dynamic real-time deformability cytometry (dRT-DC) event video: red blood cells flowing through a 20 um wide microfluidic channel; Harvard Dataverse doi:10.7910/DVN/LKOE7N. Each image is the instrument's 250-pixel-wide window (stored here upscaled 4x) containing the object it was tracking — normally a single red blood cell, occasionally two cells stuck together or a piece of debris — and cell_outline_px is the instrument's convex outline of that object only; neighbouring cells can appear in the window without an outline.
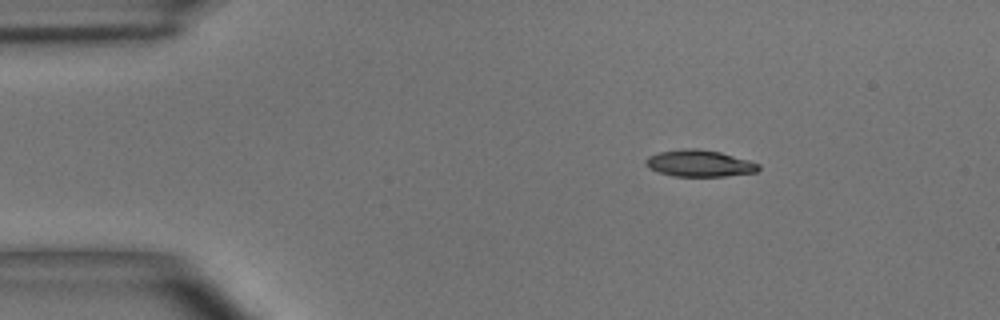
{"species": "common noctule bat (a hibernating species)", "species_latin": "Nyctalus noctula", "temperature_condition": "room temperature", "stored_images_in_passage": 3, "camera_frame_rate_fps": 3000, "um_per_image_px": 0.085, "animal": {"sex": "male", "body_mass_g": 15.6}, "frame": {"image": 1, "passage_image": 1, "time_ms": 0.0, "image_size_px": [1000, 320], "cell_outline_px": [[760, 168], [756, 172], [724, 176], [672, 176], [656, 172], [648, 168], [644, 164], [644, 160], [648, 156], [656, 152], [684, 148], [696, 148], [720, 152], [748, 160], [760, 164]], "centroid_in_image_um": [59.38, 13.88], "position_along_channel_um": 25.6, "area_um2": 17.74}}